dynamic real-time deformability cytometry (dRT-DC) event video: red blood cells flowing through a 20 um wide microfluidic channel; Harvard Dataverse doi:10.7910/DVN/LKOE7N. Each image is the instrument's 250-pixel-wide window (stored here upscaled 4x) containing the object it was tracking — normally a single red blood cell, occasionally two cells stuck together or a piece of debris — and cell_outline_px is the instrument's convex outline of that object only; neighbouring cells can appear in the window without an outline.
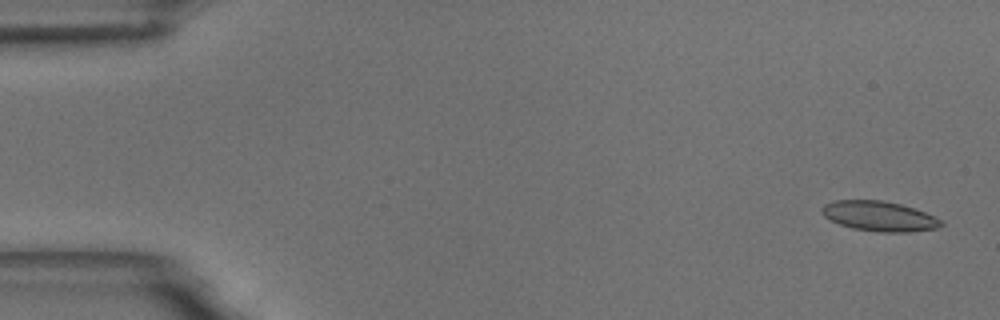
{"species": "common noctule bat (a hibernating species)", "species_latin": "Nyctalus noctula", "temperature_condition": "room temperature", "stored_images_in_passage": 54, "camera_frame_rate_fps": 3000, "um_per_image_px": 0.085, "animal": {"sex": "male", "body_mass_g": 18.8}, "frame": {"image": 1, "passage_image": 1, "time_ms": 0.0, "image_size_px": [1000, 320], "cell_outline_px": [[944, 224], [936, 228], [908, 232], [880, 232], [852, 228], [840, 224], [824, 216], [820, 212], [820, 208], [824, 204], [836, 200], [880, 200], [900, 204], [924, 212], [940, 220]], "centroid_in_image_um": [74.69, 18.37], "position_along_channel_um": 10.3, "area_um2": 20.58}}
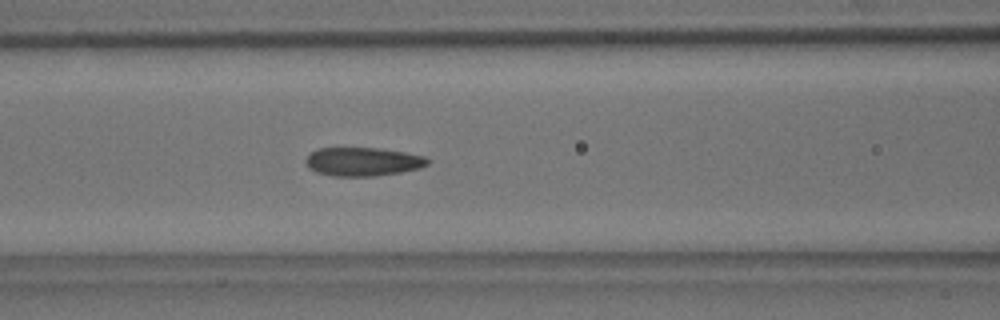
{"frame": {"image": 2, "passage_image": 22, "time_ms": 7.0, "image_size_px": [1000, 320], "cell_outline_px": [[432, 160], [428, 164], [420, 168], [400, 172], [376, 176], [332, 176], [316, 172], [308, 168], [304, 160], [316, 148], [380, 148], [404, 152], [424, 156]], "centroid_in_image_um": [30.84, 13.74], "position_along_channel_um": 135.8, "area_um2": 20.46}}
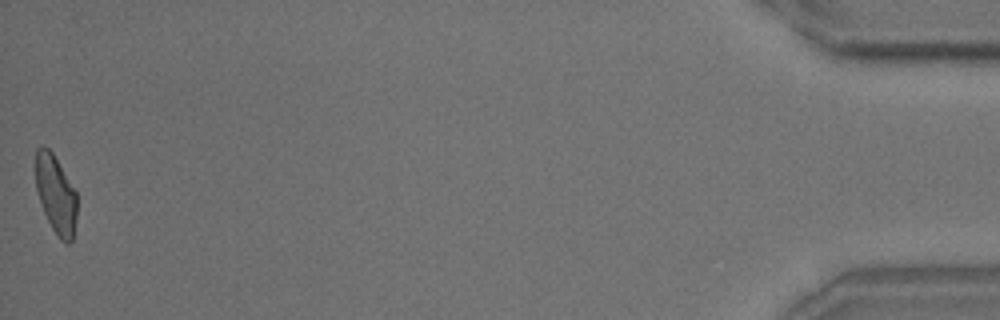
{"frame": {"image": 3, "passage_image": 54, "time_ms": 17.667, "image_size_px": [1000, 320], "cell_outline_px": [[76, 216], [72, 240], [68, 244], [64, 244], [56, 236], [44, 212], [36, 188], [36, 148], [40, 144], [44, 144], [52, 152], [76, 192]], "centroid_in_image_um": [4.73, 16.52], "position_along_channel_um": 430.5, "area_um2": 18.73}, "authors_computed_cell_mechanics": {"area_um2": 20.5479, "velocity_mm_per_s": 3.6695, "shape_relaxation_time_tau1_ms": 11.1194, "shape_relaxation_time_tau2_ms": 1.5977, "deformation_change_tau1": 0.1928, "deformation_change_tau2": 0.0955}}